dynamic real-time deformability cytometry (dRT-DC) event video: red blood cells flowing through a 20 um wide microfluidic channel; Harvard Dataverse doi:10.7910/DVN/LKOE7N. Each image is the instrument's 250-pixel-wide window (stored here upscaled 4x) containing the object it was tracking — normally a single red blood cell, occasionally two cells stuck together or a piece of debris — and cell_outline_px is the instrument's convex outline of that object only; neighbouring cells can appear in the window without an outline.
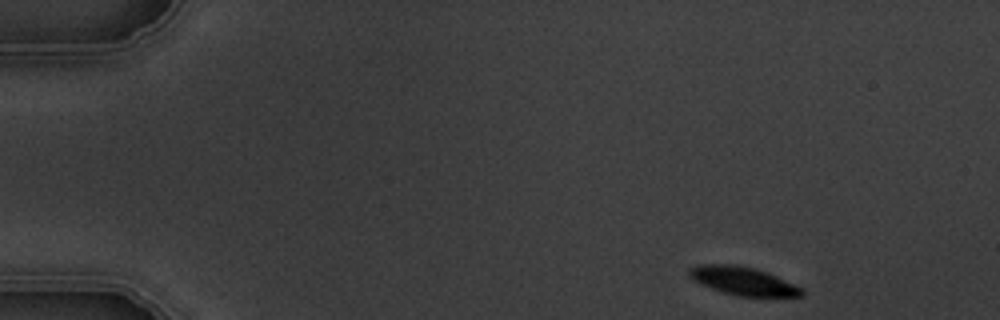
{"species": "common noctule bat (a hibernating species)", "species_latin": "Nyctalus noctula", "temperature_condition": "warm", "stored_images_in_passage": 4, "camera_frame_rate_fps": 3000, "um_per_image_px": 0.085, "animal": {"sex": "male", "body_mass_g": 19.5, "forearm_length_mm": 54.6}, "frame": {"image": 1, "passage_image": 1, "time_ms": 0.0, "image_size_px": [1000, 320], "cell_outline_px": [[804, 296], [736, 296], [712, 288], [688, 276], [688, 268], [700, 264], [736, 264], [756, 268], [768, 272], [796, 284], [804, 288]], "centroid_in_image_um": [63.21, 23.86], "position_along_channel_um": 21.8, "area_um2": 18.61}}
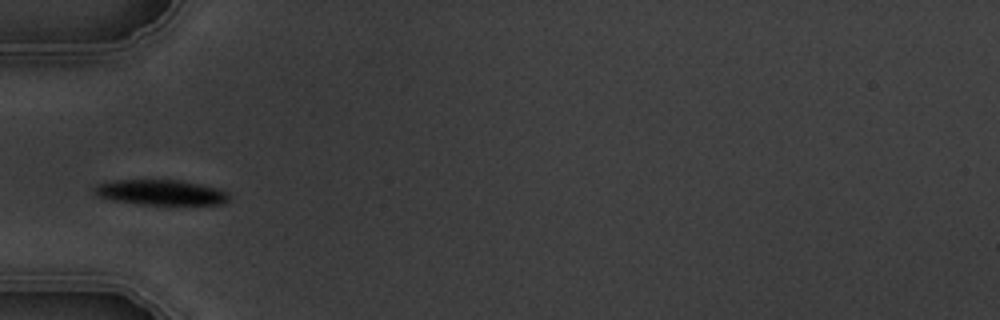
{"frame": {"image": 2, "passage_image": 4, "time_ms": 4.0, "image_size_px": [1000, 320], "cell_outline_px": [[232, 196], [224, 204], [168, 208], [112, 200], [100, 196], [92, 192], [92, 188], [96, 184], [116, 180], [180, 180], [200, 184], [216, 188], [228, 192]], "centroid_in_image_um": [13.75, 16.41], "position_along_channel_um": 71.3, "area_um2": 21.04}}